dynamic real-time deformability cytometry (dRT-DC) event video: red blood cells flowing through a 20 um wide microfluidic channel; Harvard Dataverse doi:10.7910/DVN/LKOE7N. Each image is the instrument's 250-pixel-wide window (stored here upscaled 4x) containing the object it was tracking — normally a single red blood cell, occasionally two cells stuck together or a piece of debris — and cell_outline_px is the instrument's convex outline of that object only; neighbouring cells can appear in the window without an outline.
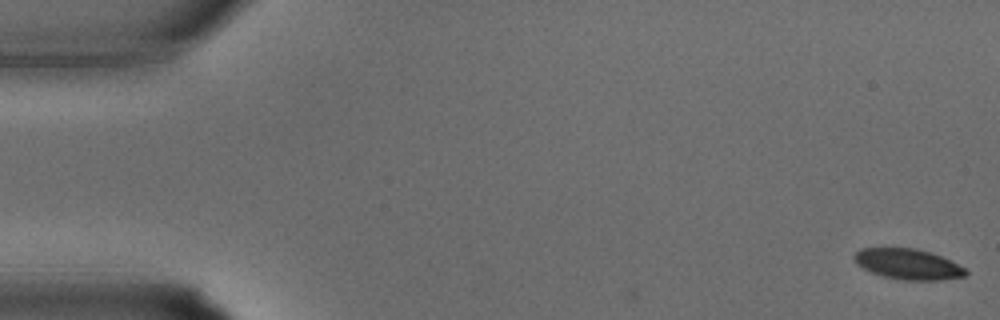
{"species": "common noctule bat (a hibernating species)", "species_latin": "Nyctalus noctula", "temperature_condition": "warm", "stored_images_in_passage": 4, "camera_frame_rate_fps": 3000, "um_per_image_px": 0.085, "animal": {"sex": "male", "body_mass_g": 15.6}, "frame": {"image": 1, "passage_image": 1, "time_ms": 0.0, "image_size_px": [1000, 320], "cell_outline_px": [[968, 272], [964, 276], [940, 280], [904, 280], [884, 276], [872, 272], [856, 264], [852, 256], [860, 248], [916, 248], [940, 256], [964, 268]], "centroid_in_image_um": [77.13, 22.44], "position_along_channel_um": 7.9, "area_um2": 19.54}}